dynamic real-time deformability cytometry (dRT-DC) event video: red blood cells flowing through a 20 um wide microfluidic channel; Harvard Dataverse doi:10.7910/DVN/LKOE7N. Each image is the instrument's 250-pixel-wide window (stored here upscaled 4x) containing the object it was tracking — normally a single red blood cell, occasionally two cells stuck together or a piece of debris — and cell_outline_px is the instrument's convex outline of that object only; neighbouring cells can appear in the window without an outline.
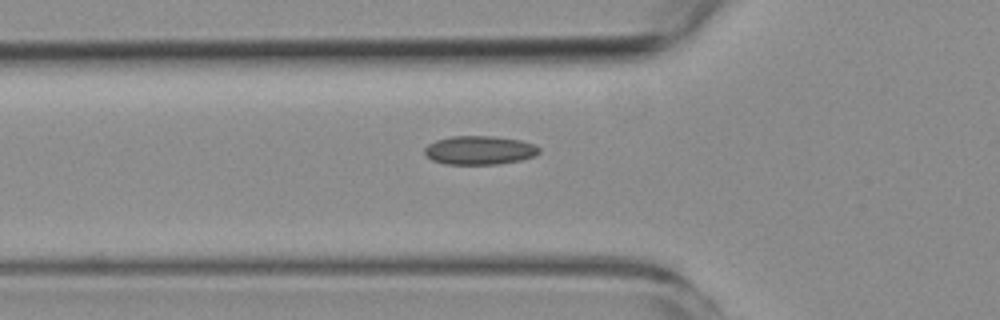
{"species": "common noctule bat (a hibernating species)", "species_latin": "Nyctalus noctula", "temperature_condition": "room temperature", "stored_images_in_passage": 5, "camera_frame_rate_fps": 3000, "um_per_image_px": 0.085, "animal": {"sex": "female", "body_mass_g": 19.3, "forearm_length_mm": 54.1}, "frame": {"image": 1, "passage_image": 5, "time_ms": 5.667, "image_size_px": [1000, 320], "cell_outline_px": [[540, 152], [532, 156], [520, 160], [496, 164], [444, 164], [432, 160], [424, 152], [424, 148], [428, 144], [436, 140], [452, 136], [492, 136], [520, 140], [536, 144], [540, 148]], "centroid_in_image_um": [40.75, 12.76], "position_along_channel_um": 85.0, "area_um2": 19.13}}